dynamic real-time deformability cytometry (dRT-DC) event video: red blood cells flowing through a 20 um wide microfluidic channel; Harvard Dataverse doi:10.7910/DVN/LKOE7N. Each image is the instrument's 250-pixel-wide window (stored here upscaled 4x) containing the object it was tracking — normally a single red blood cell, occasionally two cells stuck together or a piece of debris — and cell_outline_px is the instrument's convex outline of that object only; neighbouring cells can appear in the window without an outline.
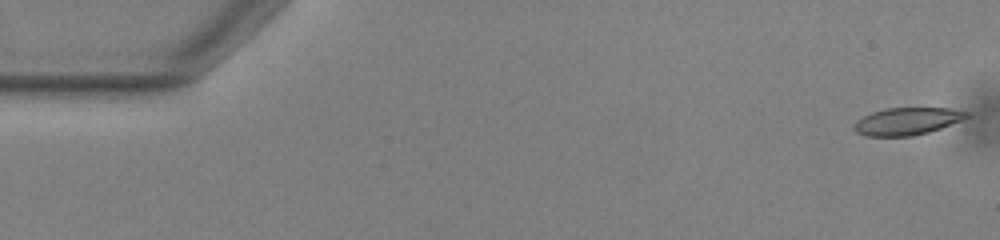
{"species": "common noctule bat (a hibernating species)", "species_latin": "Nyctalus noctula", "temperature_condition": "warm", "stored_images_in_passage": 53, "camera_frame_rate_fps": 3000, "um_per_image_px": 0.085, "animal": {"sex": "male", "body_mass_g": 13.0, "forearm_length_mm": 53.1}, "frame": {"image": 1, "passage_image": 1, "time_ms": 0.0, "image_size_px": [1000, 240], "cell_outline_px": [[968, 116], [964, 120], [928, 132], [912, 136], [864, 136], [856, 132], [852, 128], [852, 124], [856, 120], [872, 112], [884, 108], [948, 108], [968, 112]], "centroid_in_image_um": [77.06, 10.31], "position_along_channel_um": 7.9, "area_um2": 18.03}}
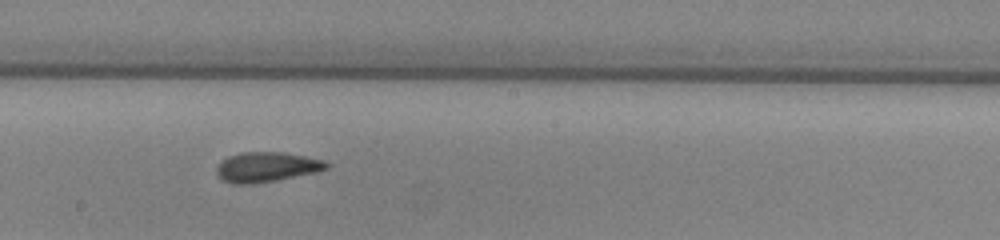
{"frame": {"image": 2, "passage_image": 29, "time_ms": 9.333, "image_size_px": [1000, 240], "cell_outline_px": [[328, 168], [316, 172], [276, 180], [252, 184], [232, 184], [216, 176], [216, 168], [220, 160], [228, 156], [240, 152], [284, 152], [308, 156], [324, 160], [328, 164]], "centroid_in_image_um": [22.62, 14.19], "position_along_channel_um": 225.6, "area_um2": 19.36}}
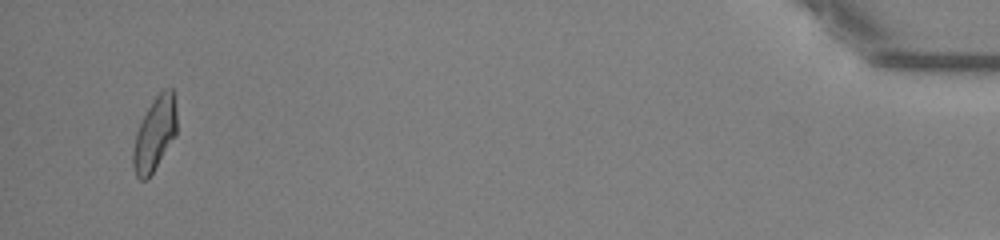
{"frame": {"image": 3, "passage_image": 51, "time_ms": 16.667, "image_size_px": [1000, 240], "cell_outline_px": [[176, 136], [148, 180], [140, 180], [136, 176], [132, 164], [132, 152], [136, 132], [152, 100], [164, 88], [172, 88], [176, 112]], "centroid_in_image_um": [13.14, 11.43], "position_along_channel_um": 422.1, "area_um2": 18.79}, "authors_computed_cell_mechanics": {"area_um2": 18.9584, "velocity_mm_per_s": 3.8529, "shape_relaxation_time_tau1_ms": 9.9493, "shape_relaxation_time_tau2_ms": 3.1624, "deformation_change_tau1": 0.2296, "deformation_change_tau2": 0.1183}}